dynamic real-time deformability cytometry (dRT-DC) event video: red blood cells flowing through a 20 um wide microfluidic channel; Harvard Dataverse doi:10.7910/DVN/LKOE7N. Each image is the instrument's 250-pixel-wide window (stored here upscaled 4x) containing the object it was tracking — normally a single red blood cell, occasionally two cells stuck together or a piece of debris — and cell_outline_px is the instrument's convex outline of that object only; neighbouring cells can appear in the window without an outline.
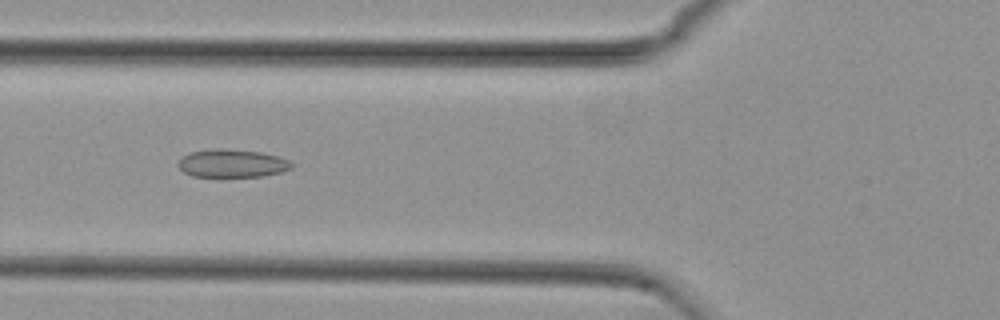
{"species": "common noctule bat (a hibernating species)", "species_latin": "Nyctalus noctula", "temperature_condition": "cold", "stored_images_in_passage": 49, "camera_frame_rate_fps": 3000, "um_per_image_px": 0.085, "animal": {"sex": "female", "body_mass_g": 29.2, "forearm_length_mm": 56.3}, "frame": {"image": 1, "passage_image": 15, "time_ms": 4.667, "image_size_px": [1000, 320], "cell_outline_px": [[292, 168], [280, 172], [264, 176], [220, 180], [192, 176], [184, 172], [176, 164], [188, 152], [216, 148], [224, 148], [260, 152], [280, 156], [288, 160], [292, 164]], "centroid_in_image_um": [19.69, 13.93], "position_along_channel_um": 106.1, "area_um2": 19.54}}
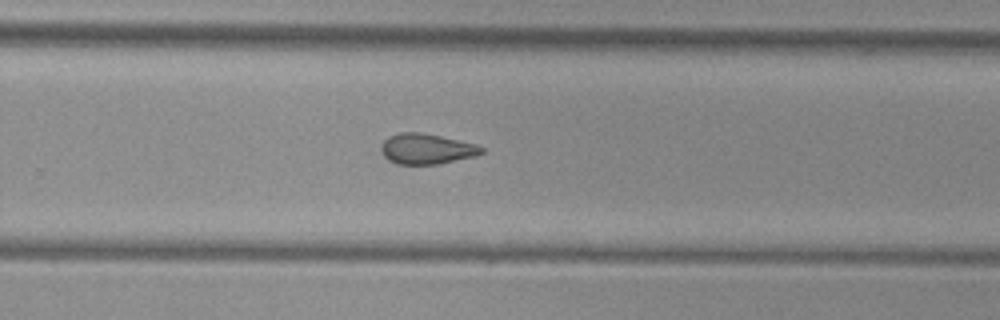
{"frame": {"image": 2, "passage_image": 30, "time_ms": 9.667, "image_size_px": [1000, 320], "cell_outline_px": [[484, 152], [476, 156], [436, 164], [396, 164], [388, 160], [380, 152], [380, 144], [388, 136], [400, 132], [424, 132], [476, 144], [484, 148]], "centroid_in_image_um": [36.22, 12.64], "position_along_channel_um": 293.6, "area_um2": 18.03}}
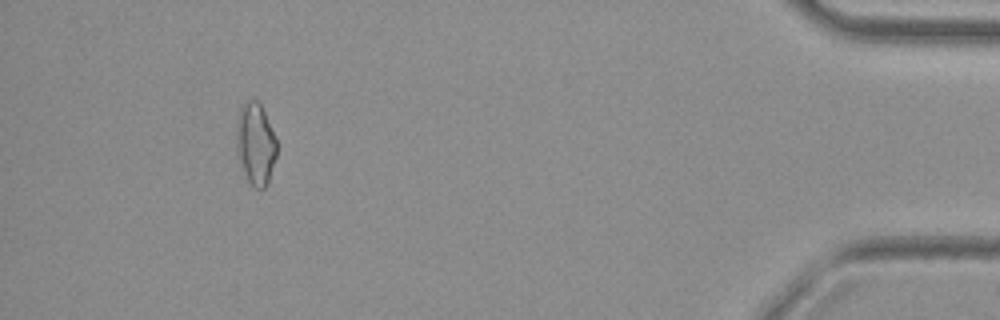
{"frame": {"image": 3, "passage_image": 45, "time_ms": 14.667, "image_size_px": [1000, 320], "cell_outline_px": [[276, 156], [268, 180], [264, 188], [256, 188], [248, 180], [236, 156], [236, 116], [244, 100], [256, 100], [260, 104], [264, 112], [276, 140]], "centroid_in_image_um": [21.67, 12.18], "position_along_channel_um": 413.5, "area_um2": 19.19}, "authors_computed_cell_mechanics": {"area_um2": 18.3804, "velocity_mm_per_s": 3.7455, "shape_relaxation_time_tau1_ms": null, "shape_relaxation_time_tau2_ms": 2.9938, "deformation_change_tau1": null, "deformation_change_tau2": 0.093}}